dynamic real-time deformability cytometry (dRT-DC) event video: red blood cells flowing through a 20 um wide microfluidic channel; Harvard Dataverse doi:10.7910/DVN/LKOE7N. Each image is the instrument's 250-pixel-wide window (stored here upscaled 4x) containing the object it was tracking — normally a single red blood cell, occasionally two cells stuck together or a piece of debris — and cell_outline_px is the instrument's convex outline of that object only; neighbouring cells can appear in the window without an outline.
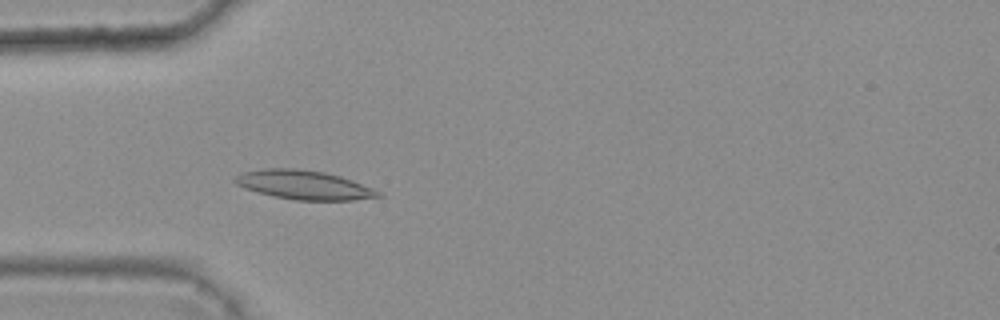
{"species": "common noctule bat (a hibernating species)", "species_latin": "Nyctalus noctula", "temperature_condition": "warm", "stored_images_in_passage": 4, "camera_frame_rate_fps": 3000, "um_per_image_px": 0.085, "animal": {"sex": "female", "body_mass_g": 25.1}, "frame": {"image": 1, "passage_image": 4, "time_ms": 1.0, "image_size_px": [1000, 320], "cell_outline_px": [[384, 196], [352, 200], [296, 200], [272, 196], [256, 192], [244, 188], [236, 184], [232, 180], [240, 172], [264, 168], [296, 168], [324, 172], [340, 176], [352, 180], [372, 188], [380, 192]], "centroid_in_image_um": [25.79, 15.71], "position_along_channel_um": 59.2, "area_um2": 24.33}}